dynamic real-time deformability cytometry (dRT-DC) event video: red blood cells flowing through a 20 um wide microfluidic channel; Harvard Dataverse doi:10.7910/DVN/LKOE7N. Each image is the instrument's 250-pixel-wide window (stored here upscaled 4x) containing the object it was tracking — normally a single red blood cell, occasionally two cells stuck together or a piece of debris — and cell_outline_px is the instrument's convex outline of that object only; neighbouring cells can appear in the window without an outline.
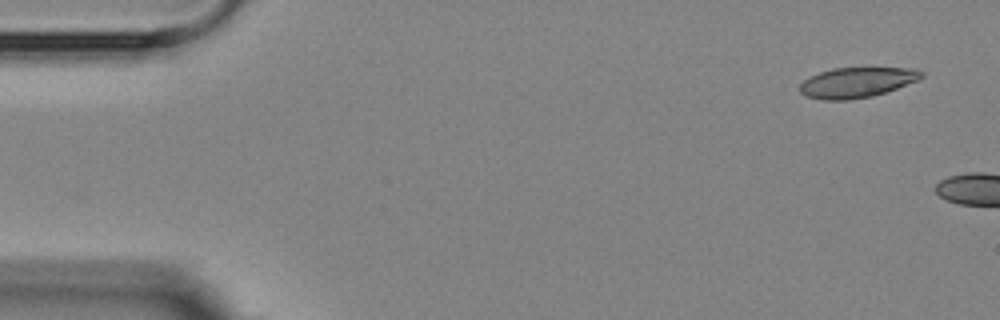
{"species": "Egyptian fruit bat (a non-hibernating species)", "species_latin": "Rousettus aegyptiacus", "temperature_condition": "room temperature", "stored_images_in_passage": 2, "camera_frame_rate_fps": 3000, "um_per_image_px": 0.085, "animal": {"sex": "female"}, "frame": {"image": 1, "passage_image": 2, "time_ms": 1.0, "image_size_px": [1000, 320], "cell_outline_px": [[924, 76], [920, 80], [872, 96], [848, 100], [820, 100], [804, 96], [800, 92], [800, 84], [804, 80], [820, 72], [832, 68], [916, 68], [924, 72]], "centroid_in_image_um": [72.84, 7.01], "position_along_channel_um": 12.2, "area_um2": 21.5}}